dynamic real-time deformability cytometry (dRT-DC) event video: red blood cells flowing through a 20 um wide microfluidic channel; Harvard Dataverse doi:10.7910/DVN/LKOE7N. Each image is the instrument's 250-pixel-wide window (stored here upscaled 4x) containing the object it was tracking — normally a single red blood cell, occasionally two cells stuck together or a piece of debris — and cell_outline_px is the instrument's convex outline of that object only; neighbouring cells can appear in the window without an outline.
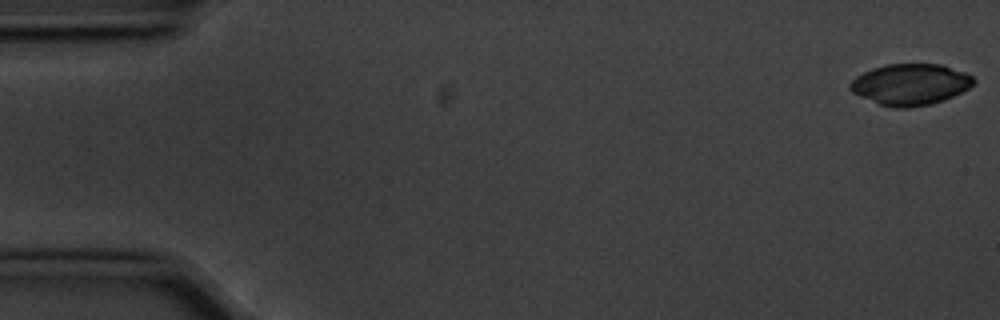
{"species": "common noctule bat (a hibernating species)", "species_latin": "Nyctalus noctula", "temperature_condition": "cold", "stored_images_in_passage": 13, "camera_frame_rate_fps": 3000, "um_per_image_px": 0.085, "animal": {"sex": "male", "body_mass_g": 20.1, "forearm_length_mm": 53.5}, "frame": {"image": 1, "passage_image": 1, "time_ms": 0.0, "image_size_px": [1000, 320], "cell_outline_px": [[976, 80], [968, 88], [944, 100], [932, 104], [908, 108], [896, 108], [880, 104], [860, 96], [852, 92], [848, 88], [848, 84], [856, 76], [872, 68], [884, 64], [940, 64], [964, 72], [972, 76]], "centroid_in_image_um": [77.35, 7.17], "position_along_channel_um": 7.6, "area_um2": 29.59}}